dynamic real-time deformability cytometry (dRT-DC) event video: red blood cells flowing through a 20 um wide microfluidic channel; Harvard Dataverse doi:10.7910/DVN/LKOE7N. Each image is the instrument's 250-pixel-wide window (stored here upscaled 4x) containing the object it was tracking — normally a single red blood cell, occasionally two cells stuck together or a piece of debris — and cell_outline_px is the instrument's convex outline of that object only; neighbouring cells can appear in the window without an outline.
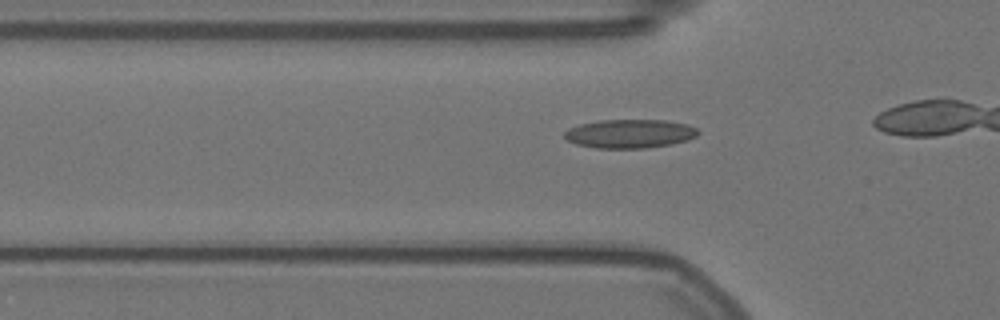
{"species": "Egyptian fruit bat (a non-hibernating species)", "species_latin": "Rousettus aegyptiacus", "temperature_condition": "warm", "stored_images_in_passage": 25, "camera_frame_rate_fps": 3000, "um_per_image_px": 0.085, "animal": {"sex": "female"}, "frame": {"image": 1, "passage_image": 12, "time_ms": 3.667, "image_size_px": [1000, 320], "cell_outline_px": [[700, 132], [696, 136], [688, 140], [672, 144], [644, 148], [596, 148], [576, 144], [568, 140], [564, 136], [564, 132], [568, 128], [580, 124], [600, 120], [664, 120], [688, 124], [696, 128]], "centroid_in_image_um": [53.54, 11.36], "position_along_channel_um": 72.3, "area_um2": 22.43}}
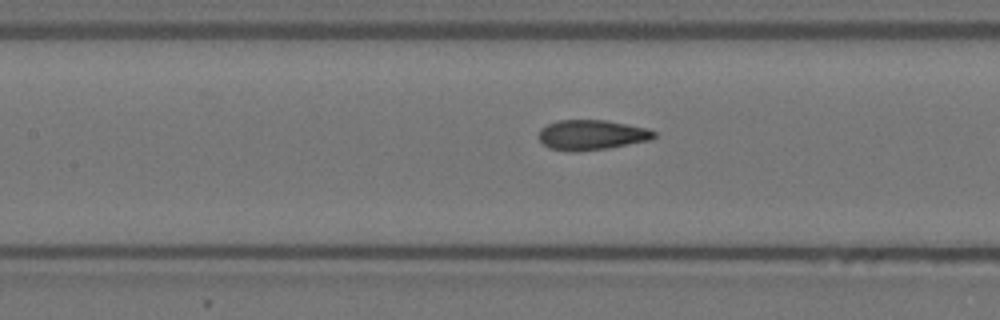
{"frame": {"image": 2, "passage_image": 19, "time_ms": 6.0, "image_size_px": [1000, 320], "cell_outline_px": [[656, 136], [652, 140], [604, 148], [576, 152], [572, 152], [548, 148], [540, 140], [540, 128], [556, 120], [604, 120], [648, 128], [656, 132]], "centroid_in_image_um": [50.29, 11.46], "position_along_channel_um": 157.1, "area_um2": 20.11}}
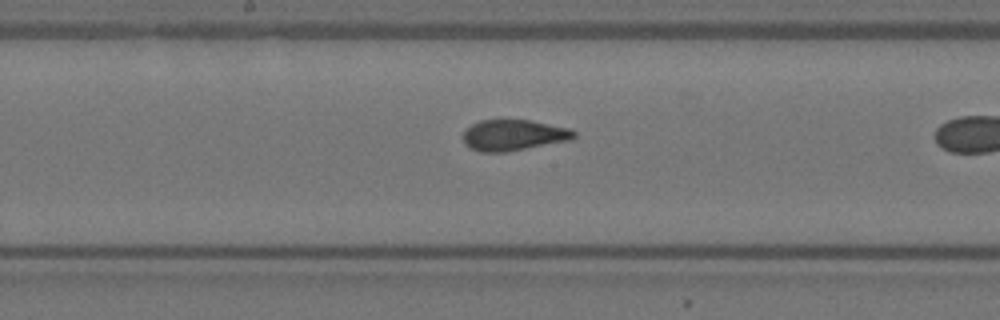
{"frame": {"image": 3, "passage_image": 23, "time_ms": 7.333, "image_size_px": [1000, 320], "cell_outline_px": [[576, 136], [572, 140], [504, 152], [480, 152], [468, 148], [464, 144], [464, 132], [472, 124], [480, 120], [532, 120], [568, 128], [576, 132]], "centroid_in_image_um": [43.65, 11.49], "position_along_channel_um": 204.5, "area_um2": 20.0}}